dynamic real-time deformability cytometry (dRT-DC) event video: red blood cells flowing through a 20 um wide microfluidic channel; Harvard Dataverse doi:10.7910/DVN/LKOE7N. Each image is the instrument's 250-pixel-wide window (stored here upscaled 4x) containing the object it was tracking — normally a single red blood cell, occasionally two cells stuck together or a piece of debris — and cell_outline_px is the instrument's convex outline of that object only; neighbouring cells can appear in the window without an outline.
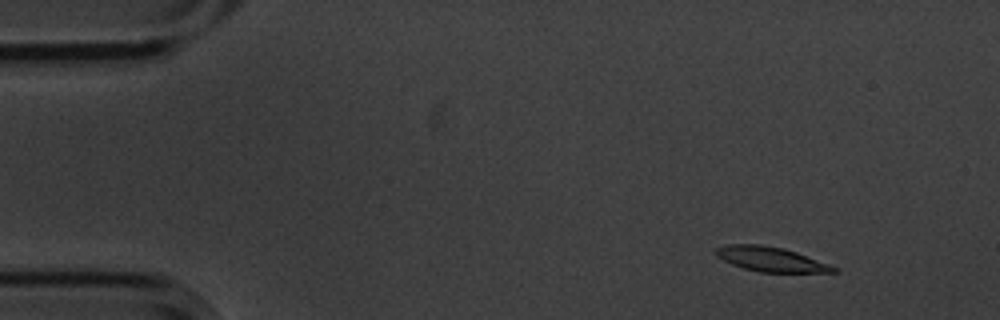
{"species": "common noctule bat (a hibernating species)", "species_latin": "Nyctalus noctula", "temperature_condition": "cold", "stored_images_in_passage": 52, "camera_frame_rate_fps": 3000, "um_per_image_px": 0.085, "animal": {"sex": "male", "body_mass_g": 20.1, "forearm_length_mm": 53.5}, "frame": {"image": 1, "passage_image": 2, "time_ms": 0.333, "image_size_px": [1000, 320], "cell_outline_px": [[840, 272], [760, 272], [744, 268], [732, 264], [716, 256], [712, 252], [716, 248], [728, 244], [760, 244], [784, 248], [796, 252], [828, 264], [836, 268]], "centroid_in_image_um": [65.47, 22.02], "position_along_channel_um": 19.5, "area_um2": 16.76}}
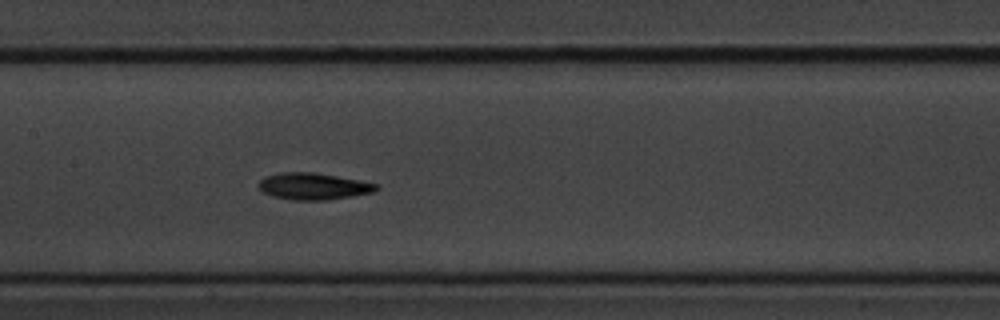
{"frame": {"image": 2, "passage_image": 23, "time_ms": 7.333, "image_size_px": [1000, 320], "cell_outline_px": [[380, 188], [372, 192], [352, 196], [324, 200], [292, 200], [272, 196], [264, 192], [256, 184], [264, 176], [280, 172], [316, 172], [360, 180], [380, 184]], "centroid_in_image_um": [26.64, 15.82], "position_along_channel_um": 180.8, "area_um2": 18.5}}
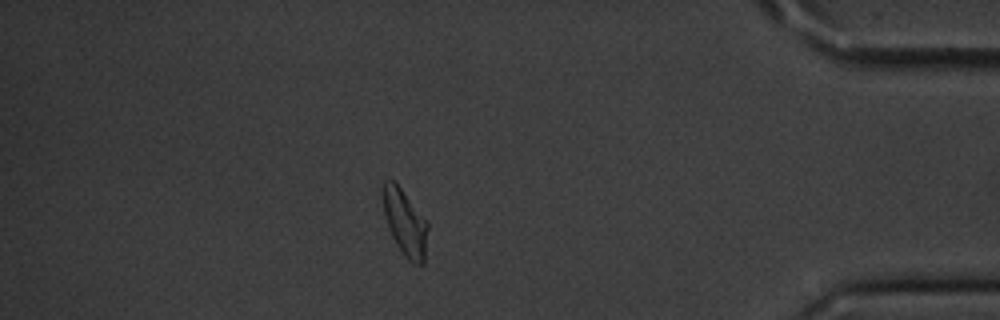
{"frame": {"image": 3, "passage_image": 45, "time_ms": 14.667, "image_size_px": [1000, 320], "cell_outline_px": [[428, 228], [424, 264], [412, 264], [404, 256], [396, 244], [388, 228], [384, 216], [380, 192], [380, 188], [384, 180], [392, 180], [400, 188], [428, 224]], "centroid_in_image_um": [34.37, 18.93], "position_along_channel_um": 400.8, "area_um2": 17.4}, "authors_computed_cell_mechanics": {"area_um2": 17.6579, "velocity_mm_per_s": 3.5364, "shape_relaxation_time_tau1_ms": 2.9374, "shape_relaxation_time_tau2_ms": 5.0143, "deformation_change_tau1": 0.1572, "deformation_change_tau2": 0.1254}}